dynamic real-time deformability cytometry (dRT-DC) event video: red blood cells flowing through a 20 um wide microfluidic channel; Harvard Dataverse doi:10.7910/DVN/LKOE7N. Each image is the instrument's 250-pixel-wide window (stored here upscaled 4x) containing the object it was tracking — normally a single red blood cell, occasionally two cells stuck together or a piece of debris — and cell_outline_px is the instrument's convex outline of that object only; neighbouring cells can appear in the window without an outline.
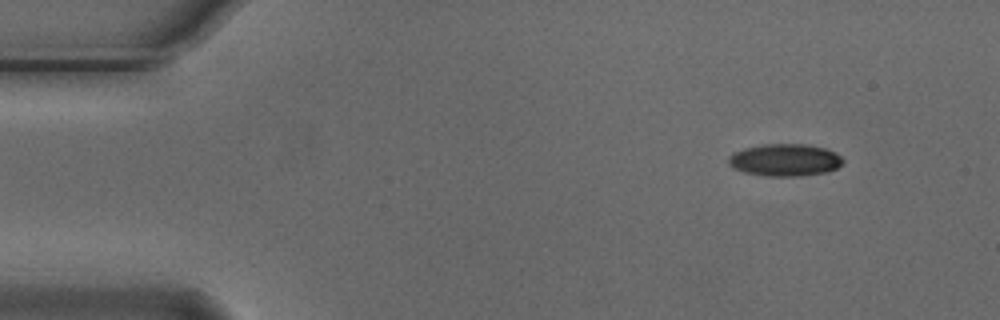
{"species": "Egyptian fruit bat (a non-hibernating species)", "species_latin": "Rousettus aegyptiacus", "temperature_condition": "cold", "stored_images_in_passage": 6, "camera_frame_rate_fps": 3000, "um_per_image_px": 0.085, "animal": {"sex": "male"}, "frame": {"image": 1, "passage_image": 1, "time_ms": 0.0, "image_size_px": [1000, 320], "cell_outline_px": [[844, 160], [836, 168], [828, 172], [800, 176], [764, 176], [744, 172], [732, 168], [728, 164], [728, 156], [732, 152], [744, 148], [764, 144], [808, 144], [824, 148], [836, 152]], "centroid_in_image_um": [66.68, 13.6], "position_along_channel_um": 18.3, "area_um2": 21.73}}
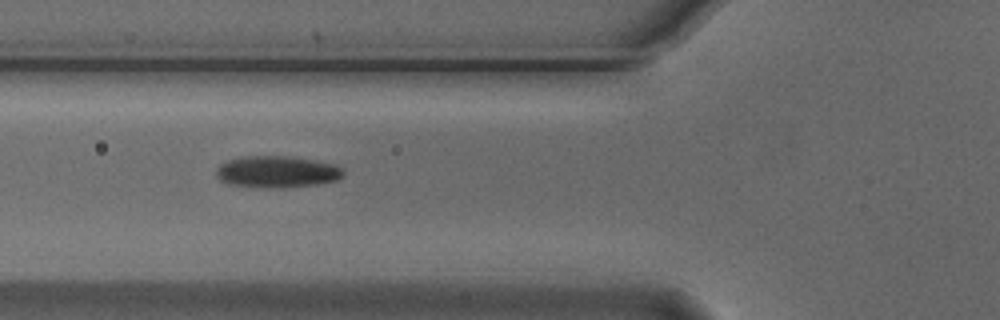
{"frame": {"image": 2, "passage_image": 5, "time_ms": 1.333, "image_size_px": [1000, 320], "cell_outline_px": [[344, 176], [336, 180], [316, 184], [284, 188], [228, 184], [220, 180], [216, 176], [216, 168], [220, 164], [228, 160], [240, 156], [288, 156], [316, 160], [336, 164], [344, 172]], "centroid_in_image_um": [23.54, 14.58], "position_along_channel_um": 102.3, "area_um2": 23.47}}
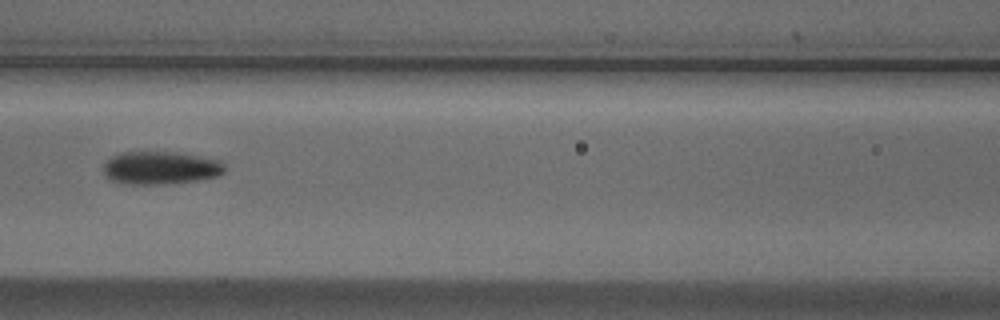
{"frame": {"image": 3, "passage_image": 6, "time_ms": 1.667, "image_size_px": [1000, 320], "cell_outline_px": [[224, 172], [216, 176], [196, 180], [164, 184], [124, 184], [112, 180], [104, 176], [104, 160], [120, 152], [176, 152], [220, 160], [224, 164]], "centroid_in_image_um": [13.59, 14.26], "position_along_channel_um": 153.0, "area_um2": 23.29}}